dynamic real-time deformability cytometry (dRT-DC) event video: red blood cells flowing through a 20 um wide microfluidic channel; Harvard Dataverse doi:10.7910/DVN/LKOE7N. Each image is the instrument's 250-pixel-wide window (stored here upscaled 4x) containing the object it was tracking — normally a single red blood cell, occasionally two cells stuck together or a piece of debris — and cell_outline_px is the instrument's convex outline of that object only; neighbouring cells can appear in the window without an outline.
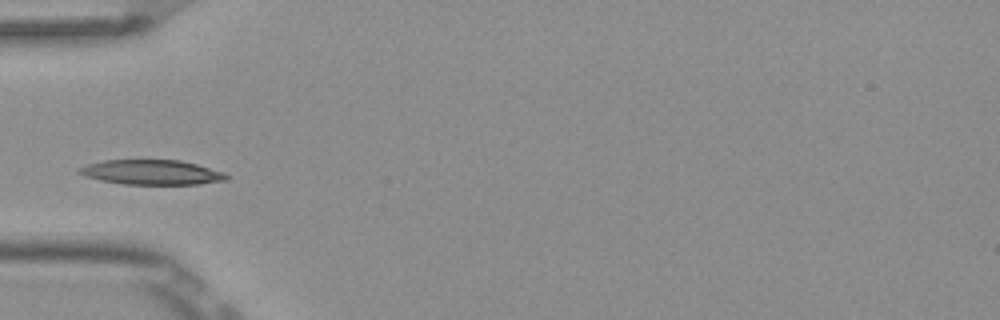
{"species": "Egyptian fruit bat (a non-hibernating species)", "species_latin": "Rousettus aegyptiacus", "temperature_condition": "room temperature", "stored_images_in_passage": 4, "camera_frame_rate_fps": 3000, "um_per_image_px": 0.085, "frame": {"image": 1, "passage_image": 3, "time_ms": 0.667, "image_size_px": [1000, 320], "cell_outline_px": [[228, 180], [196, 184], [124, 184], [100, 180], [76, 172], [76, 168], [88, 164], [104, 160], [180, 160], [196, 164], [224, 172], [228, 176]], "centroid_in_image_um": [12.88, 14.64], "position_along_channel_um": 72.1, "area_um2": 21.15}}
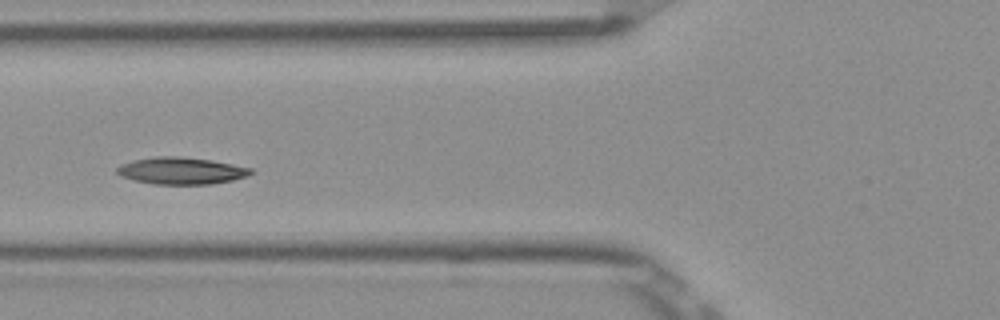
{"frame": {"image": 2, "passage_image": 4, "time_ms": 1.0, "image_size_px": [1000, 320], "cell_outline_px": [[256, 172], [248, 176], [232, 180], [212, 184], [152, 184], [132, 180], [120, 176], [116, 172], [116, 168], [124, 164], [136, 160], [156, 156], [176, 156], [212, 160], [252, 168]], "centroid_in_image_um": [15.44, 14.52], "position_along_channel_um": 110.4, "area_um2": 21.04}}